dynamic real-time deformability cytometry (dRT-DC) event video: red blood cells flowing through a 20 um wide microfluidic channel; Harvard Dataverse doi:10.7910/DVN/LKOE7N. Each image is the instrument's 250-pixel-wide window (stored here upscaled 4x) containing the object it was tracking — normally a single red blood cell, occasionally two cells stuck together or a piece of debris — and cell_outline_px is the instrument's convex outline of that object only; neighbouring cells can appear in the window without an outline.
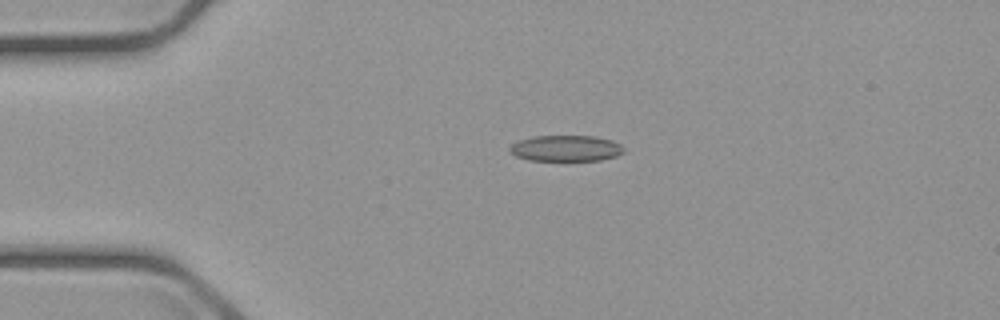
{"species": "common noctule bat (a hibernating species)", "species_latin": "Nyctalus noctula", "temperature_condition": "cold", "stored_images_in_passage": 2, "camera_frame_rate_fps": 3000, "um_per_image_px": 0.085, "animal": {"sex": "male", "body_mass_g": 23.1, "forearm_length_mm": 52.7}, "frame": {"image": 1, "passage_image": 1, "time_ms": 0.0, "image_size_px": [1000, 320], "cell_outline_px": [[624, 152], [616, 156], [600, 160], [528, 160], [516, 156], [508, 152], [508, 148], [512, 144], [520, 140], [532, 136], [596, 136], [612, 140], [620, 144], [624, 148]], "centroid_in_image_um": [48.09, 12.6], "position_along_channel_um": 36.9, "area_um2": 17.34}}